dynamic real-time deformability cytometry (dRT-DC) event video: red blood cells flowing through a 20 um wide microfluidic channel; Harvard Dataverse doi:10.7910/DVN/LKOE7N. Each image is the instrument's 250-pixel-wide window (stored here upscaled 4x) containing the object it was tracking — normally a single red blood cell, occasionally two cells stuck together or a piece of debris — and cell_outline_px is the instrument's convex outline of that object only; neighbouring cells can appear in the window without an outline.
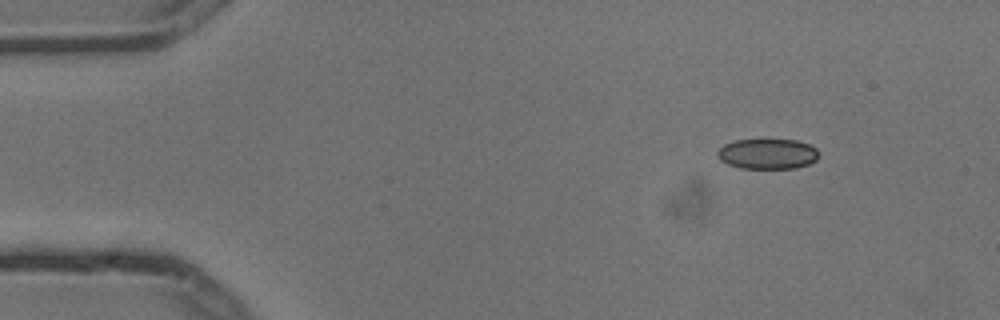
{"species": "common noctule bat (a hibernating species)", "species_latin": "Nyctalus noctula", "temperature_condition": "cold", "stored_images_in_passage": 8, "camera_frame_rate_fps": 3000, "um_per_image_px": 0.085, "animal": {"sex": "male", "body_mass_g": 13.3}, "frame": {"image": 1, "passage_image": 1, "time_ms": 0.0, "image_size_px": [1000, 320], "cell_outline_px": [[816, 160], [808, 164], [796, 168], [740, 168], [728, 164], [720, 160], [716, 156], [716, 152], [724, 144], [736, 140], [796, 140], [808, 144], [816, 148]], "centroid_in_image_um": [65.19, 13.08], "position_along_channel_um": 19.8, "area_um2": 17.74}}
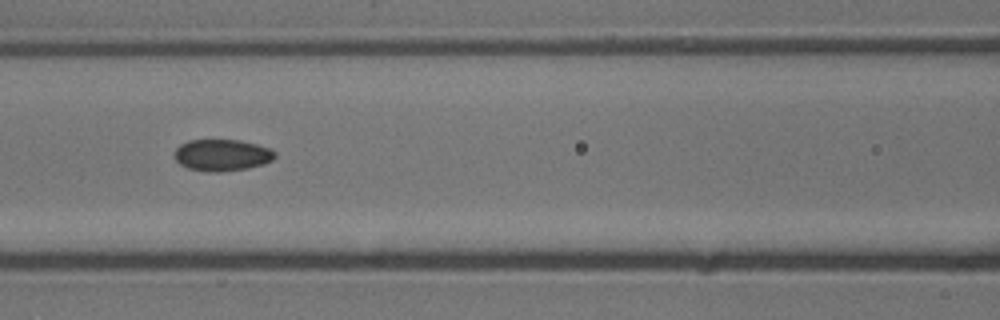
{"frame": {"image": 2, "passage_image": 6, "time_ms": 1.667, "image_size_px": [1000, 320], "cell_outline_px": [[276, 156], [272, 160], [264, 164], [248, 168], [220, 172], [208, 172], [188, 168], [180, 164], [176, 160], [176, 148], [180, 144], [188, 140], [240, 140], [272, 148], [276, 152]], "centroid_in_image_um": [18.91, 13.18], "position_along_channel_um": 147.7, "area_um2": 18.61}}
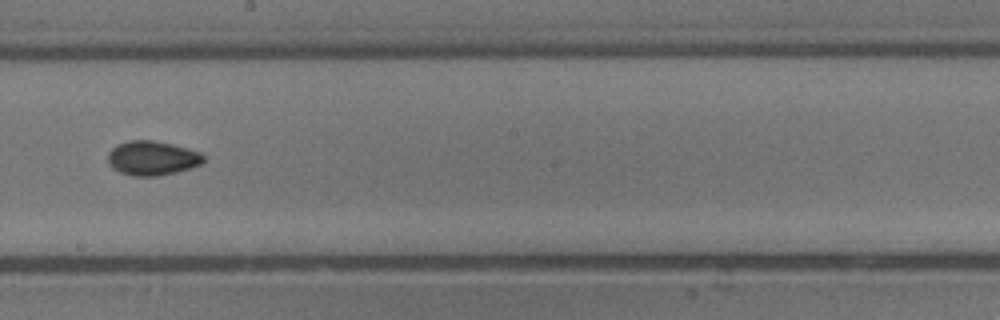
{"frame": {"image": 3, "passage_image": 8, "time_ms": 2.333, "image_size_px": [1000, 320], "cell_outline_px": [[204, 160], [200, 164], [176, 172], [156, 176], [132, 176], [120, 172], [112, 168], [108, 164], [108, 152], [116, 144], [128, 140], [156, 140], [188, 148], [200, 152], [204, 156]], "centroid_in_image_um": [12.9, 13.43], "position_along_channel_um": 235.3, "area_um2": 19.25}}